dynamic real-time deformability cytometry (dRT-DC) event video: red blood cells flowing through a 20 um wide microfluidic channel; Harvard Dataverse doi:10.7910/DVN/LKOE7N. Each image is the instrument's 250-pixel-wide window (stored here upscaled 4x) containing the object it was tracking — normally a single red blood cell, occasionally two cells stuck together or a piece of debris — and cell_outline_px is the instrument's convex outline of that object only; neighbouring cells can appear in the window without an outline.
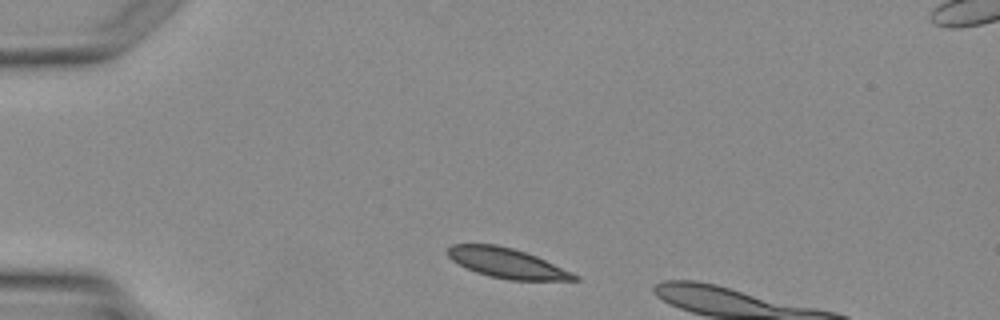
{"species": "Egyptian fruit bat (a non-hibernating species)", "species_latin": "Rousettus aegyptiacus", "temperature_condition": "warm", "stored_images_in_passage": 3, "camera_frame_rate_fps": 3000, "um_per_image_px": 0.085, "animal": {"sex": "female"}, "frame": {"image": 1, "passage_image": 1, "time_ms": 0.0, "image_size_px": [1000, 320], "cell_outline_px": [[580, 280], [512, 280], [488, 276], [476, 272], [452, 260], [448, 256], [448, 248], [452, 244], [496, 244], [512, 248], [536, 256], [572, 272], [580, 276]], "centroid_in_image_um": [43.11, 22.36], "position_along_channel_um": 41.9, "area_um2": 21.79}}